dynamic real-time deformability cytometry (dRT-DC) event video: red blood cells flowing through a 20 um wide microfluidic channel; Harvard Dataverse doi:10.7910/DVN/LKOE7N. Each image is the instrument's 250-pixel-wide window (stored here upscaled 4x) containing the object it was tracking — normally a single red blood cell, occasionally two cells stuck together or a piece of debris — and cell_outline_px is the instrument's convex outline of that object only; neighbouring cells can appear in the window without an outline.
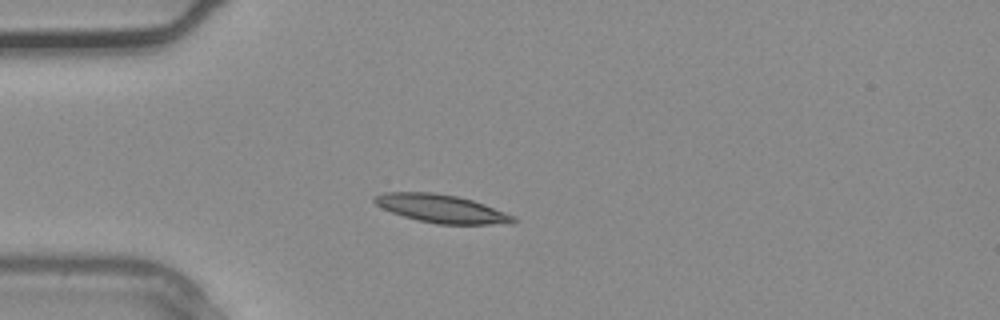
{"species": "common noctule bat (a hibernating species)", "species_latin": "Nyctalus noctula", "temperature_condition": "warm", "stored_images_in_passage": 3, "camera_frame_rate_fps": 3000, "um_per_image_px": 0.085, "animal": {"sex": "male", "body_mass_g": 20.4}, "frame": {"image": 1, "passage_image": 3, "time_ms": 0.667, "image_size_px": [1000, 320], "cell_outline_px": [[516, 224], [436, 224], [404, 216], [392, 212], [376, 204], [372, 200], [372, 196], [384, 192], [432, 192], [456, 196], [472, 200], [484, 204], [504, 212], [512, 216], [516, 220]], "centroid_in_image_um": [37.51, 17.73], "position_along_channel_um": 47.5, "area_um2": 22.6}}